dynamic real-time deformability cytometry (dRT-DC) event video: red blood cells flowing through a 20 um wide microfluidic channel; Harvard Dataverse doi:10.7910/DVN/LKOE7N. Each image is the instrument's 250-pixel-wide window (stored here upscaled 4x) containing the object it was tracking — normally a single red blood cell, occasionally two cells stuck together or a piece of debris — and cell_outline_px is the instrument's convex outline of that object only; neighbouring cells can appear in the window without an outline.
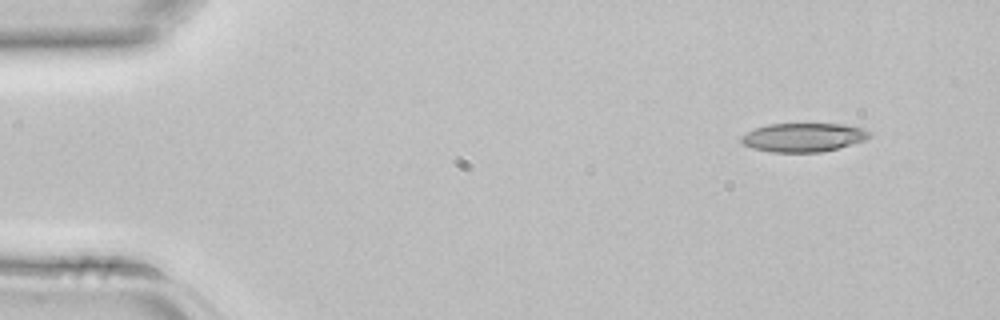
{"species": "common noctule bat (a hibernating species)", "species_latin": "Nyctalus noctula", "temperature_condition": "room temperature", "stored_images_in_passage": 2, "camera_frame_rate_fps": 3000, "um_per_image_px": 0.085, "animal": {"sex": "female", "body_mass_g": 22.7, "forearm_length_mm": 54.2}, "frame": {"image": 1, "passage_image": 1, "time_ms": 0.0, "image_size_px": [1000, 320], "cell_outline_px": [[872, 136], [864, 140], [836, 148], [820, 152], [772, 152], [752, 148], [744, 144], [740, 140], [740, 136], [756, 128], [768, 124], [844, 124], [864, 128], [872, 132]], "centroid_in_image_um": [68.3, 11.67], "position_along_channel_um": 16.7, "area_um2": 21.39}}